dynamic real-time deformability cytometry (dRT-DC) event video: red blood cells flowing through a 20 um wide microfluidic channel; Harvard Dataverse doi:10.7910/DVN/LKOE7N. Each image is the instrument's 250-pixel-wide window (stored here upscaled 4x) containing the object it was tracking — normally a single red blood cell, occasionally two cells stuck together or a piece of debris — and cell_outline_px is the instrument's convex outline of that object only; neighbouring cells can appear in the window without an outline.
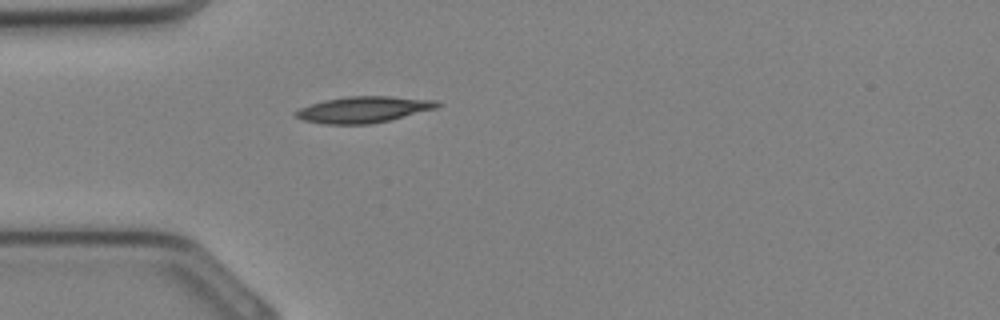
{"species": "Egyptian fruit bat (a non-hibernating species)", "species_latin": "Rousettus aegyptiacus", "temperature_condition": "cold", "stored_images_in_passage": 25, "camera_frame_rate_fps": 3000, "um_per_image_px": 0.085, "animal": {"sex": "female"}, "frame": {"image": 1, "passage_image": 1, "time_ms": 0.0, "image_size_px": [1000, 320], "cell_outline_px": [[444, 104], [436, 108], [388, 120], [368, 124], [324, 124], [304, 120], [296, 116], [292, 112], [300, 108], [312, 104], [328, 100], [348, 96], [388, 96], [436, 100]], "centroid_in_image_um": [30.92, 9.31], "position_along_channel_um": 54.1, "area_um2": 21.33}}
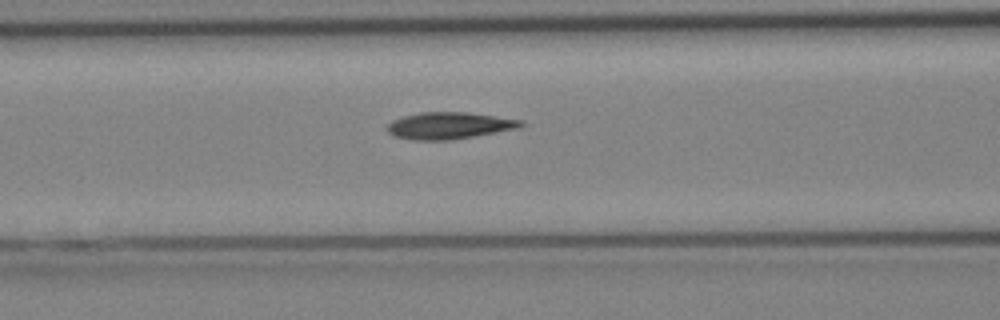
{"frame": {"image": 2, "passage_image": 5, "time_ms": 1.333, "image_size_px": [1000, 320], "cell_outline_px": [[524, 124], [520, 128], [448, 140], [416, 140], [396, 136], [388, 132], [388, 124], [392, 120], [404, 116], [420, 112], [468, 112], [524, 120]], "centroid_in_image_um": [38.21, 10.66], "position_along_channel_um": 128.4, "area_um2": 20.69}}
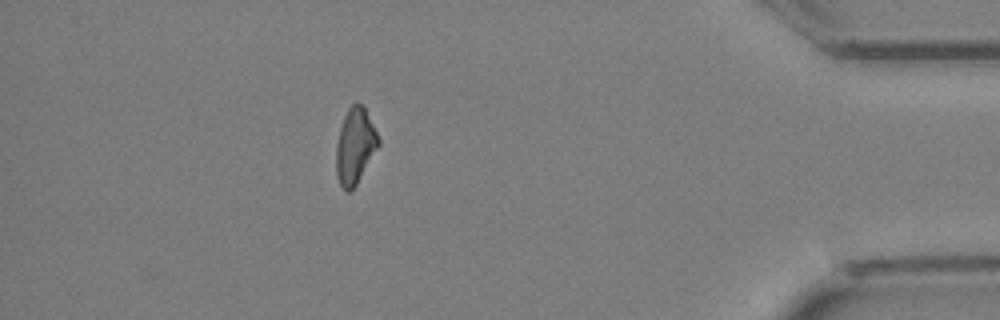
{"frame": {"image": 3, "passage_image": 21, "time_ms": 6.667, "image_size_px": [1000, 320], "cell_outline_px": [[380, 144], [356, 184], [348, 192], [344, 192], [336, 176], [336, 144], [340, 128], [344, 116], [348, 108], [356, 100], [364, 104], [380, 140]], "centroid_in_image_um": [30.17, 12.36], "position_along_channel_um": 405.0, "area_um2": 18.79}}